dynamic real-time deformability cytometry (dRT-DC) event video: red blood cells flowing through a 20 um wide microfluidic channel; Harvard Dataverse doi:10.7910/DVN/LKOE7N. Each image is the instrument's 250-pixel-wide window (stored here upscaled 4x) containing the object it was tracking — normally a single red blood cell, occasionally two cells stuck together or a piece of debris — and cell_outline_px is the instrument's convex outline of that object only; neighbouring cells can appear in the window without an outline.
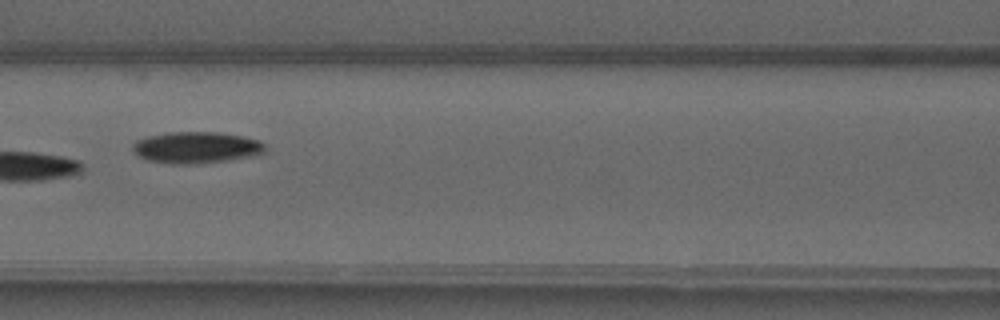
{"species": "common noctule bat (a hibernating species)", "species_latin": "Nyctalus noctula", "temperature_condition": "warm", "stored_images_in_passage": 6, "camera_frame_rate_fps": 3000, "um_per_image_px": 0.085, "animal": {"sex": "male", "forearm_length_mm": 52.5}, "frame": {"image": 1, "passage_image": 5, "time_ms": 5.667, "image_size_px": [1000, 320], "cell_outline_px": [[264, 152], [248, 156], [228, 160], [192, 164], [172, 164], [148, 160], [136, 156], [132, 148], [132, 144], [136, 140], [148, 136], [168, 132], [216, 132], [244, 136], [260, 140], [264, 144]], "centroid_in_image_um": [16.63, 12.53], "position_along_channel_um": 150.0, "area_um2": 24.28}}
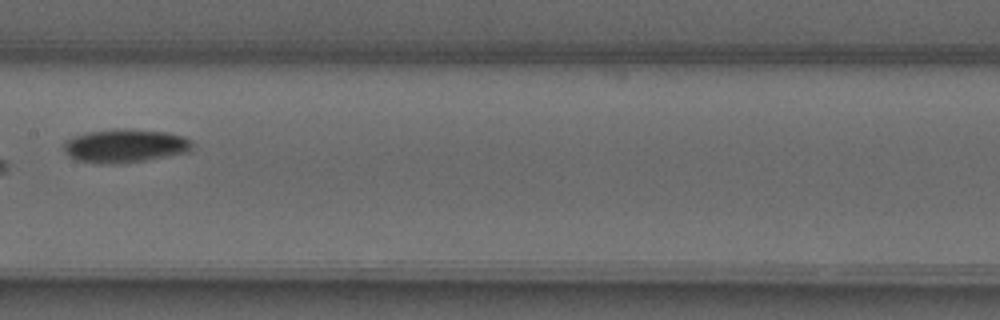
{"frame": {"image": 2, "passage_image": 6, "time_ms": 6.667, "image_size_px": [1000, 320], "cell_outline_px": [[192, 148], [188, 152], [144, 160], [120, 164], [96, 164], [76, 160], [68, 156], [64, 152], [64, 140], [72, 136], [88, 132], [120, 128], [124, 128], [168, 132], [184, 136], [192, 140]], "centroid_in_image_um": [10.59, 12.39], "position_along_channel_um": 196.8, "area_um2": 25.43}}